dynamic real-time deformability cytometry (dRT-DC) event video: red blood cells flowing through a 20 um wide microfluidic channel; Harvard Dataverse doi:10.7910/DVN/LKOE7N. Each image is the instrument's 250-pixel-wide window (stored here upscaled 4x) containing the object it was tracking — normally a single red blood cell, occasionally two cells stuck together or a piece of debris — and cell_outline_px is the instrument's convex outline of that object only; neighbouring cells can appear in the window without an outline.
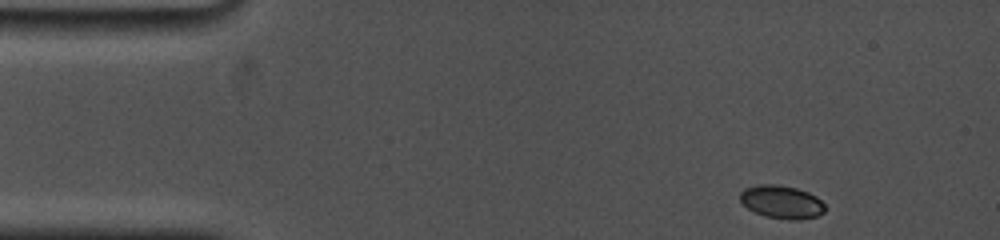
{"species": "common noctule bat (a hibernating species)", "species_latin": "Nyctalus noctula", "temperature_condition": "cold", "stored_images_in_passage": 74, "camera_frame_rate_fps": 5000, "um_per_image_px": 0.085, "animal": {"sex": "female", "body_mass_g": 19.0, "forearm_length_mm": 53.3}, "frame": {"image": 1, "passage_image": 1, "time_ms": 0.0, "image_size_px": [1000, 240], "cell_outline_px": [[824, 212], [820, 216], [800, 220], [788, 220], [764, 216], [748, 208], [740, 200], [740, 192], [744, 188], [760, 184], [776, 184], [796, 188], [808, 192], [816, 196], [824, 204]], "centroid_in_image_um": [66.45, 17.17], "position_along_channel_um": 18.5, "area_um2": 16.47}}
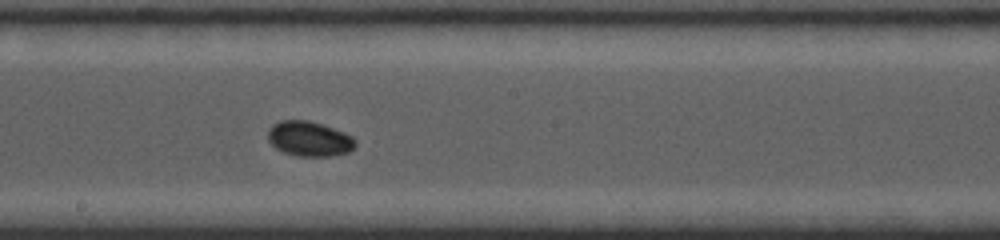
{"frame": {"image": 2, "passage_image": 38, "time_ms": 7.6, "image_size_px": [1000, 240], "cell_outline_px": [[356, 144], [348, 152], [332, 156], [296, 156], [284, 152], [276, 148], [268, 140], [268, 128], [272, 124], [280, 120], [308, 120], [344, 132], [352, 136], [356, 140]], "centroid_in_image_um": [26.27, 11.79], "position_along_channel_um": 221.9, "area_um2": 17.8}}
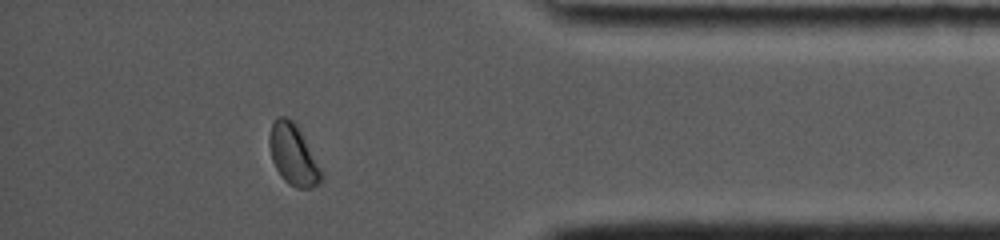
{"frame": {"image": 3, "passage_image": 65, "time_ms": 13.0, "image_size_px": [1000, 240], "cell_outline_px": [[324, 176], [312, 188], [296, 188], [288, 184], [280, 176], [272, 160], [268, 144], [268, 136], [272, 124], [276, 116], [284, 116], [292, 120], [300, 132], [324, 172]], "centroid_in_image_um": [24.9, 13.17], "position_along_channel_um": 410.3, "area_um2": 18.38}, "authors_computed_cell_mechanics": {"area_um2": 17.1088, "velocity_mm_per_s": 3.7663, "shape_relaxation_time_tau1_ms": 2.9614, "shape_relaxation_time_tau2_ms": null, "deformation_change_tau1": 0.0751, "deformation_change_tau2": null}}